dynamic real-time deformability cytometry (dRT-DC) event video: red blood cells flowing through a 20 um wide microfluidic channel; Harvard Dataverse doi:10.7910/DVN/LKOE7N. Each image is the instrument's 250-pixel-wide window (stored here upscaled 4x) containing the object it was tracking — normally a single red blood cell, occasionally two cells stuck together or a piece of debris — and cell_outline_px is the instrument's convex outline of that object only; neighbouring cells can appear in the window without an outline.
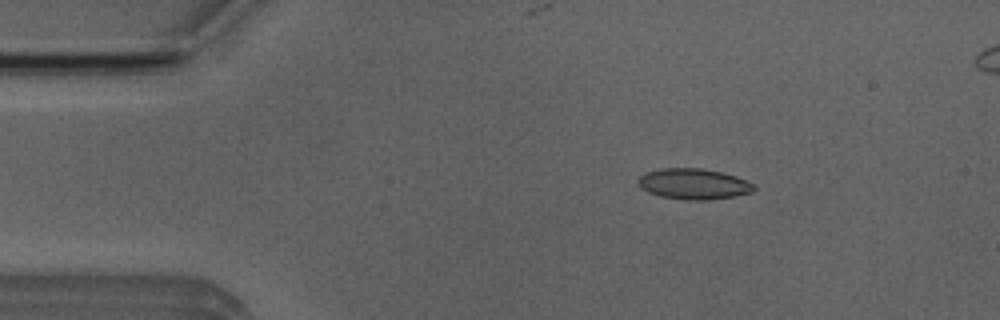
{"species": "Egyptian fruit bat (a non-hibernating species)", "species_latin": "Rousettus aegyptiacus", "temperature_condition": "room temperature", "stored_images_in_passage": 51, "camera_frame_rate_fps": 3000, "um_per_image_px": 0.085, "animal": {"sex": "male"}, "frame": {"image": 1, "passage_image": 8, "time_ms": 2.333, "image_size_px": [1000, 320], "cell_outline_px": [[756, 188], [752, 192], [736, 196], [708, 200], [688, 200], [660, 196], [648, 192], [640, 188], [636, 180], [640, 176], [648, 172], [660, 168], [700, 168], [720, 172], [736, 176], [752, 184]], "centroid_in_image_um": [58.93, 15.64], "position_along_channel_um": 26.1, "area_um2": 20.69}}
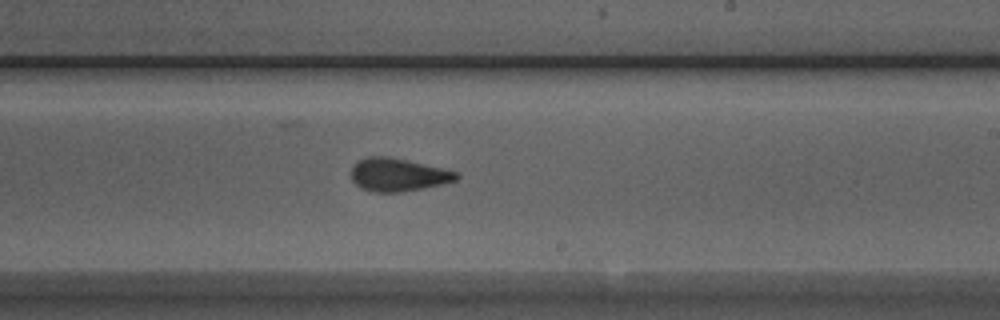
{"frame": {"image": 2, "passage_image": 30, "time_ms": 9.667, "image_size_px": [1000, 320], "cell_outline_px": [[460, 176], [456, 180], [424, 188], [400, 192], [372, 192], [360, 188], [352, 180], [348, 172], [352, 164], [356, 160], [368, 156], [388, 156], [408, 160], [456, 172]], "centroid_in_image_um": [33.72, 14.84], "position_along_channel_um": 255.3, "area_um2": 20.46}}
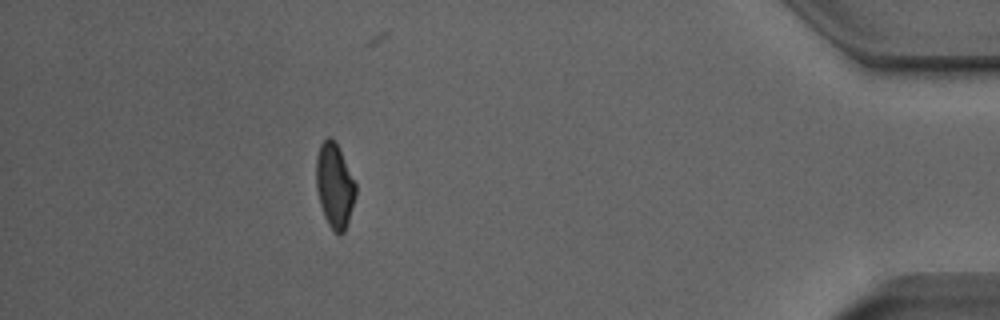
{"frame": {"image": 3, "passage_image": 46, "time_ms": 15.0, "image_size_px": [1000, 320], "cell_outline_px": [[356, 196], [348, 224], [344, 232], [340, 236], [328, 224], [324, 216], [320, 204], [316, 188], [316, 156], [320, 144], [328, 136], [336, 144], [356, 184]], "centroid_in_image_um": [28.43, 15.82], "position_along_channel_um": 406.8, "area_um2": 19.31}, "authors_computed_cell_mechanics": {"area_um2": 20.1144, "velocity_mm_per_s": 3.9177, "shape_relaxation_time_tau1_ms": 8.1423, "shape_relaxation_time_tau2_ms": 1.7894, "deformation_change_tau1": 0.2059, "deformation_change_tau2": 0.0798}}